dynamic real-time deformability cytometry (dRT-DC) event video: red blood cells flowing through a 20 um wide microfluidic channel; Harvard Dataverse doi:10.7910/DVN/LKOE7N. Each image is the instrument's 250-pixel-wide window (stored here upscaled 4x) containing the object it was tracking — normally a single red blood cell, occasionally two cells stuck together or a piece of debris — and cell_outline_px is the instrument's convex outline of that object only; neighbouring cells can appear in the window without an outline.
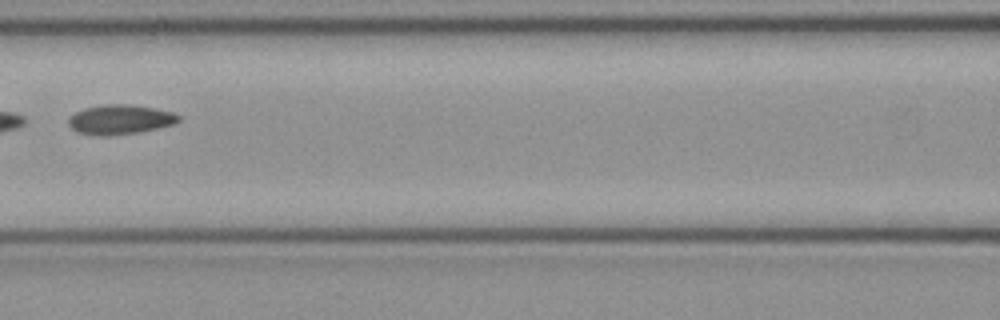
{"species": "common noctule bat (a hibernating species)", "species_latin": "Nyctalus noctula", "temperature_condition": "cold", "stored_images_in_passage": 7, "camera_frame_rate_fps": 3000, "um_per_image_px": 0.085, "animal": {"sex": "female", "body_mass_g": 21.9}, "frame": {"image": 1, "passage_image": 6, "time_ms": 1.667, "image_size_px": [1000, 320], "cell_outline_px": [[180, 120], [172, 124], [156, 128], [136, 132], [108, 136], [100, 136], [76, 132], [68, 124], [68, 116], [84, 108], [104, 104], [132, 104], [172, 112], [180, 116]], "centroid_in_image_um": [10.15, 10.15], "position_along_channel_um": 156.5, "area_um2": 18.9}}
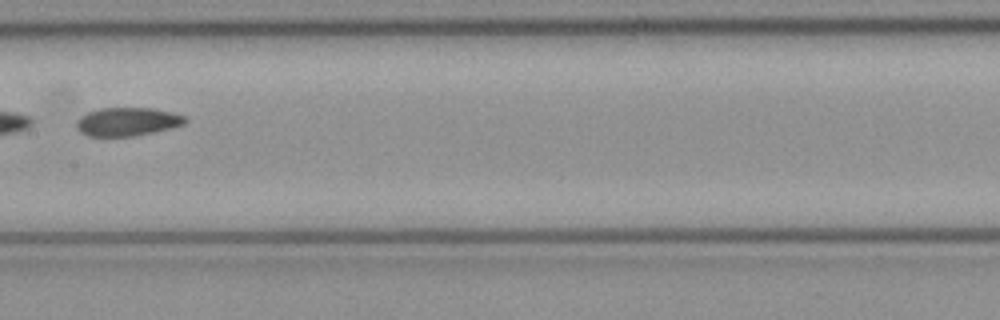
{"frame": {"image": 2, "passage_image": 7, "time_ms": 2.0, "image_size_px": [1000, 320], "cell_outline_px": [[188, 120], [184, 124], [172, 128], [136, 136], [88, 136], [80, 132], [76, 128], [76, 120], [80, 116], [88, 112], [100, 108], [152, 108], [172, 112], [184, 116]], "centroid_in_image_um": [10.82, 10.35], "position_along_channel_um": 196.6, "area_um2": 18.15}}